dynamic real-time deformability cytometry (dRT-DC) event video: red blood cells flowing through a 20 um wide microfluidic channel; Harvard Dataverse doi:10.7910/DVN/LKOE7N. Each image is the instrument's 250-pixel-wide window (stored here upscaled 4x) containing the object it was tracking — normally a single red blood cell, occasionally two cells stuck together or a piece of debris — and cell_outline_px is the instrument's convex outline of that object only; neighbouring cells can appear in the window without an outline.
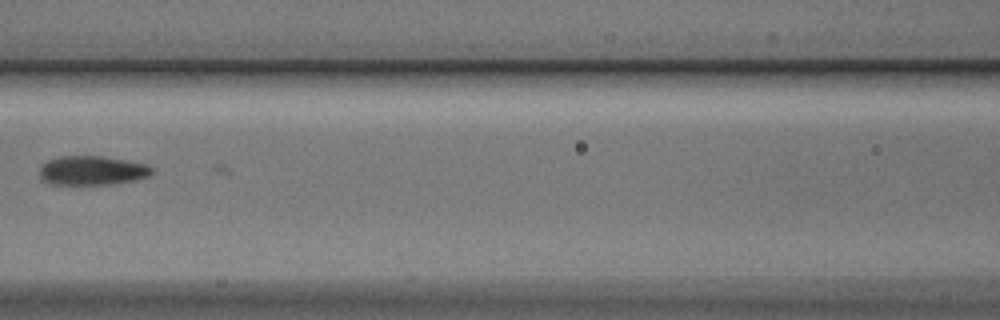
{"species": "Egyptian fruit bat (a non-hibernating species)", "species_latin": "Rousettus aegyptiacus", "temperature_condition": "cold", "stored_images_in_passage": 36, "camera_frame_rate_fps": 3000, "um_per_image_px": 0.085, "animal": {"sex": "male"}, "frame": {"image": 1, "passage_image": 7, "time_ms": 2.0, "image_size_px": [1000, 320], "cell_outline_px": [[152, 172], [148, 176], [136, 180], [112, 184], [52, 184], [44, 180], [40, 176], [40, 168], [48, 160], [60, 156], [100, 156], [148, 164], [152, 168]], "centroid_in_image_um": [7.85, 14.49], "position_along_channel_um": 158.8, "area_um2": 18.9}}
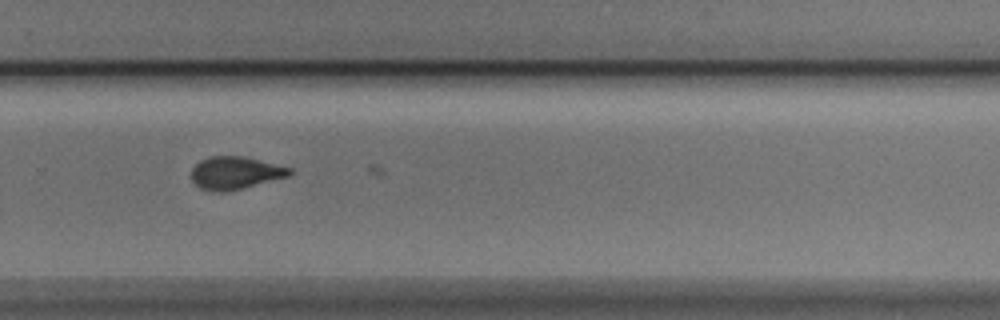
{"frame": {"image": 2, "passage_image": 19, "time_ms": 6.0, "image_size_px": [1000, 320], "cell_outline_px": [[292, 172], [288, 176], [224, 192], [212, 192], [200, 188], [192, 180], [192, 168], [200, 160], [212, 156], [244, 156], [292, 168]], "centroid_in_image_um": [19.97, 14.69], "position_along_channel_um": 309.8, "area_um2": 18.44}}
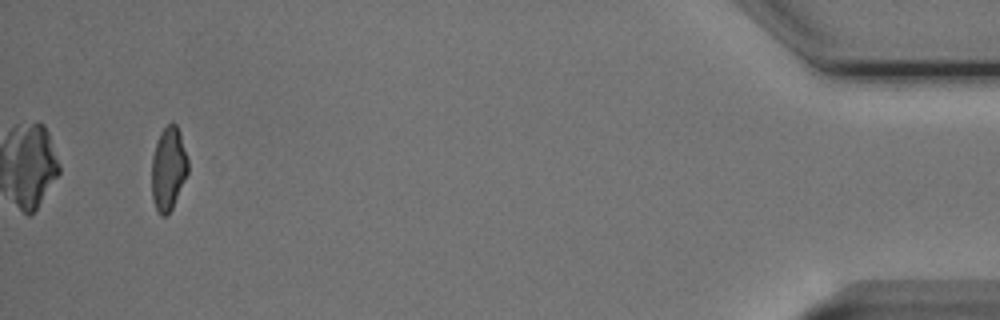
{"frame": {"image": 3, "passage_image": 34, "time_ms": 11.0, "image_size_px": [1000, 320], "cell_outline_px": [[188, 172], [172, 208], [164, 216], [160, 216], [156, 212], [152, 200], [152, 156], [160, 132], [172, 120], [176, 124], [180, 132], [188, 160]], "centroid_in_image_um": [14.3, 14.33], "position_along_channel_um": 420.9, "area_um2": 17.69}}